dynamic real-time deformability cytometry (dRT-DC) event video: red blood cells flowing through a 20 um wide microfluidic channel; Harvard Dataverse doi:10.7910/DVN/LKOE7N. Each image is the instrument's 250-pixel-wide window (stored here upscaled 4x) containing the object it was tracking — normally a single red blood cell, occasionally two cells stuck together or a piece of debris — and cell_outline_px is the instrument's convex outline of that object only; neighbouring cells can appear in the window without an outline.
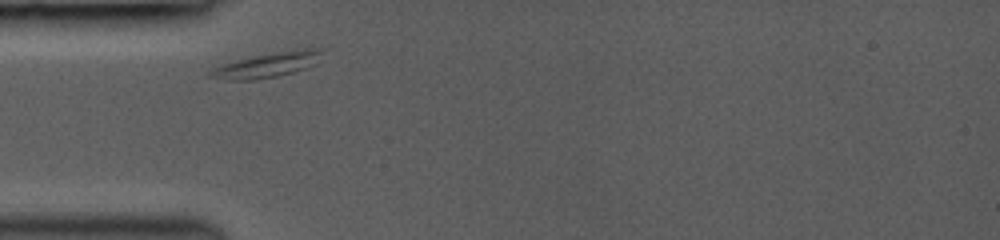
{"species": "common noctule bat (a hibernating species)", "species_latin": "Nyctalus noctula", "temperature_condition": "room temperature", "stored_images_in_passage": 2, "camera_frame_rate_fps": 3000, "um_per_image_px": 0.085, "animal": {"sex": "female", "body_mass_g": 19.0, "forearm_length_mm": 53.3}, "frame": {"image": 1, "passage_image": 1, "time_ms": 0.0, "image_size_px": [1000, 240], "cell_outline_px": [[328, 48], [304, 68], [292, 72], [276, 76], [256, 80], [224, 80], [208, 76], [208, 72], [212, 68], [236, 60], [276, 52], [312, 48]], "centroid_in_image_um": [22.62, 5.53], "position_along_channel_um": 62.4, "area_um2": 15.61}}